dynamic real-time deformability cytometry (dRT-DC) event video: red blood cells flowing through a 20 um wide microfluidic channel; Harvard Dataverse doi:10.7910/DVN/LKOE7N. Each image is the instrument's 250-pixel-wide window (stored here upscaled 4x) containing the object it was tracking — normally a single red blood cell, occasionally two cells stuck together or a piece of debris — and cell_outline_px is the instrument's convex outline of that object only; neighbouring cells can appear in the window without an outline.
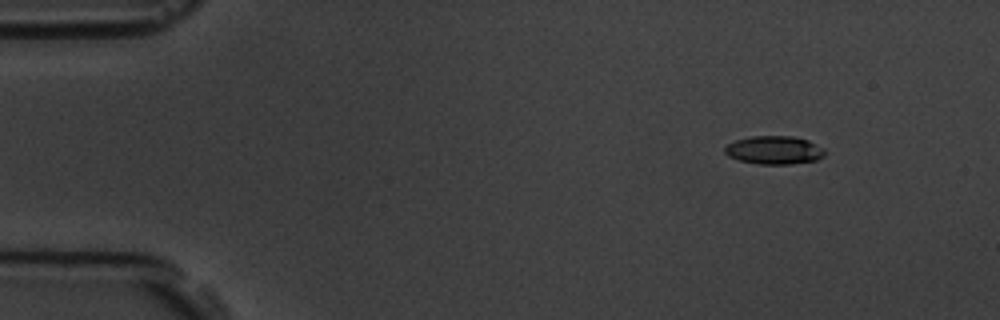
{"species": "common noctule bat (a hibernating species)", "species_latin": "Nyctalus noctula", "temperature_condition": "room temperature", "stored_images_in_passage": 5, "camera_frame_rate_fps": 3000, "um_per_image_px": 0.085, "animal": {"sex": "male", "body_mass_g": 19.5, "forearm_length_mm": 54.6}, "frame": {"image": 1, "passage_image": 2, "time_ms": 2.0, "image_size_px": [1000, 320], "cell_outline_px": [[824, 156], [816, 160], [788, 164], [760, 164], [740, 160], [728, 156], [724, 152], [724, 148], [728, 144], [736, 140], [752, 136], [792, 136], [808, 140], [824, 148]], "centroid_in_image_um": [65.81, 12.75], "position_along_channel_um": 19.2, "area_um2": 16.36}}
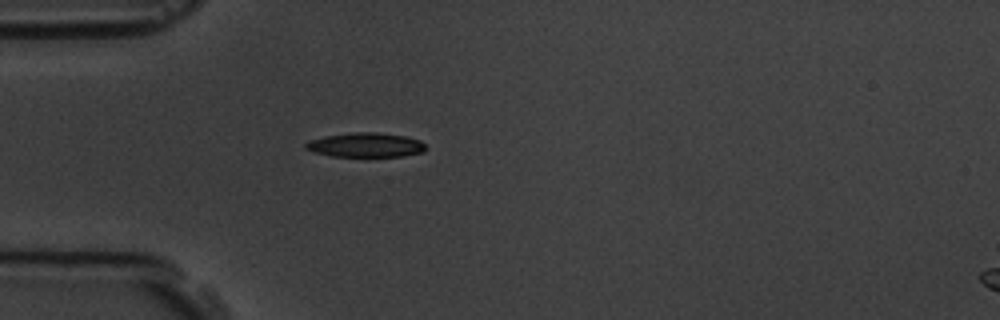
{"frame": {"image": 2, "passage_image": 5, "time_ms": 5.333, "image_size_px": [1000, 320], "cell_outline_px": [[428, 148], [424, 152], [404, 156], [332, 156], [316, 152], [304, 148], [304, 144], [308, 140], [324, 136], [356, 132], [376, 132], [404, 136], [420, 140]], "centroid_in_image_um": [31.1, 12.32], "position_along_channel_um": 53.9, "area_um2": 17.05}}